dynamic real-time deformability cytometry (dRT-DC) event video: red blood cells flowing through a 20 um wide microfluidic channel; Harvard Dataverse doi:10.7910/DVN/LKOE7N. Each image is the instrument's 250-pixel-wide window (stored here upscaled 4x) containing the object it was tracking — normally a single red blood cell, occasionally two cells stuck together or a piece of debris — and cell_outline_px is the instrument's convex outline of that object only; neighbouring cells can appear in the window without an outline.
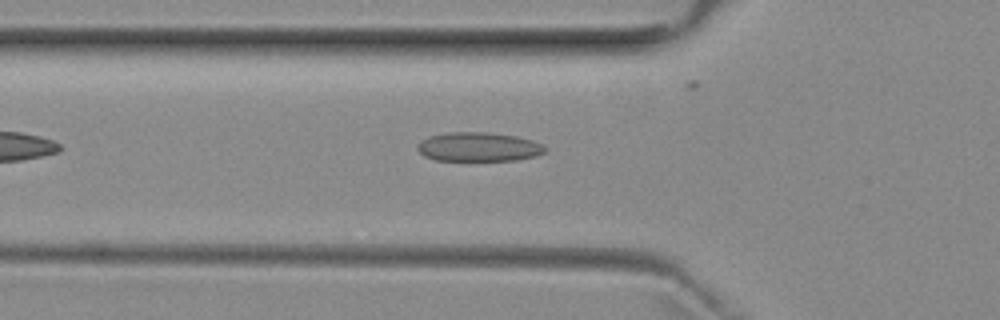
{"species": "common noctule bat (a hibernating species)", "species_latin": "Nyctalus noctula", "temperature_condition": "room temperature", "stored_images_in_passage": 16, "camera_frame_rate_fps": 3000, "um_per_image_px": 0.085, "animal": {"sex": "female", "body_mass_g": 29.2, "forearm_length_mm": 56.3}, "frame": {"image": 1, "passage_image": 2, "time_ms": 0.333, "image_size_px": [1000, 320], "cell_outline_px": [[548, 148], [544, 152], [536, 156], [516, 160], [436, 160], [424, 156], [416, 148], [428, 136], [448, 132], [484, 132], [516, 136], [532, 140], [544, 144]], "centroid_in_image_um": [40.72, 12.48], "position_along_channel_um": 85.1, "area_um2": 21.56}}
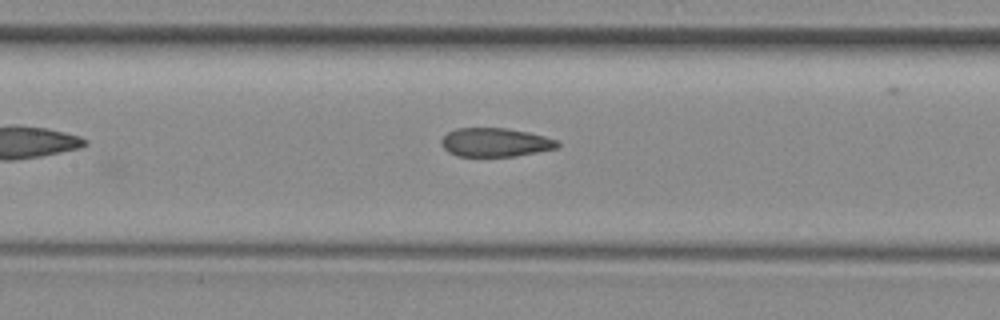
{"frame": {"image": 2, "passage_image": 8, "time_ms": 2.333, "image_size_px": [1000, 320], "cell_outline_px": [[560, 144], [556, 148], [516, 156], [460, 156], [448, 152], [444, 148], [440, 140], [448, 132], [456, 128], [508, 128], [528, 132], [544, 136], [556, 140]], "centroid_in_image_um": [42.08, 12.09], "position_along_channel_um": 165.3, "area_um2": 19.31}}
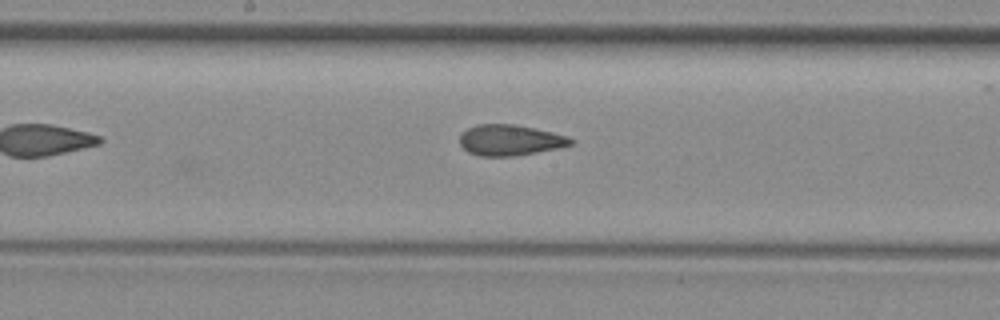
{"frame": {"image": 3, "passage_image": 11, "time_ms": 3.333, "image_size_px": [1000, 320], "cell_outline_px": [[576, 140], [572, 144], [556, 148], [536, 152], [512, 156], [480, 156], [468, 152], [460, 144], [460, 136], [468, 128], [476, 124], [516, 124], [552, 132], [568, 136]], "centroid_in_image_um": [43.36, 11.9], "position_along_channel_um": 204.8, "area_um2": 19.83}}